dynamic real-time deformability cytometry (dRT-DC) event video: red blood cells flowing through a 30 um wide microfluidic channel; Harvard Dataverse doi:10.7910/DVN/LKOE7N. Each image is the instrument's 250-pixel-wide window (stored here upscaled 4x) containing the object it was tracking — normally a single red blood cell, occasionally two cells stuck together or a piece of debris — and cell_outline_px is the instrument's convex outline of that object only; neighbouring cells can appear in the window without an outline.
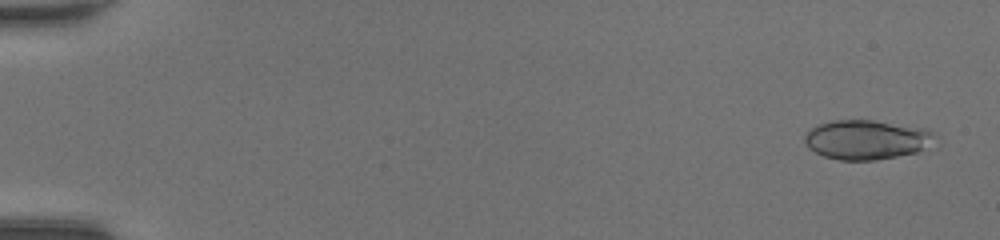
{"species": "common noctule bat (a hibernating species)", "species_latin": "Nyctalus noctula", "temperature_condition": "room temperature", "stored_images_in_passage": 48, "camera_frame_rate_fps": 3000, "um_per_image_px": 0.085, "animal": {"sex": "female", "body_mass_g": 20.0, "forearm_length_mm": 54.0}, "frame": {"image": 1, "passage_image": 2, "time_ms": 0.333, "image_size_px": [1000, 240], "cell_outline_px": [[932, 136], [920, 152], [876, 160], [840, 160], [824, 156], [808, 148], [804, 140], [804, 136], [812, 128], [820, 124], [832, 120], [872, 120], [928, 128], [932, 132]], "centroid_in_image_um": [73.61, 11.87], "position_along_channel_um": 11.4, "area_um2": 29.59}}
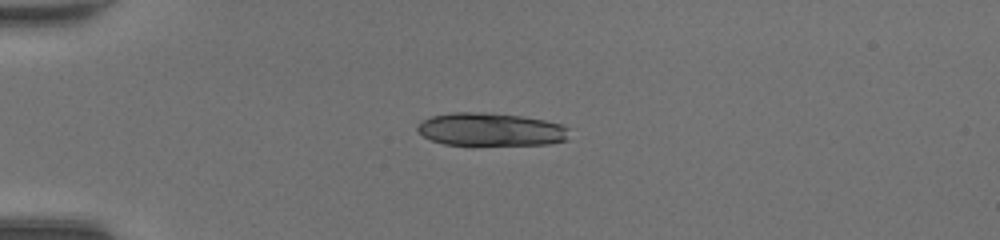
{"frame": {"image": 2, "passage_image": 13, "time_ms": 4.0, "image_size_px": [1000, 240], "cell_outline_px": [[568, 140], [548, 144], [444, 144], [432, 140], [424, 136], [416, 128], [424, 120], [432, 116], [452, 112], [468, 112], [520, 116], [544, 120], [560, 124], [568, 128]], "centroid_in_image_um": [41.73, 11.0], "position_along_channel_um": 43.3, "area_um2": 28.55}}
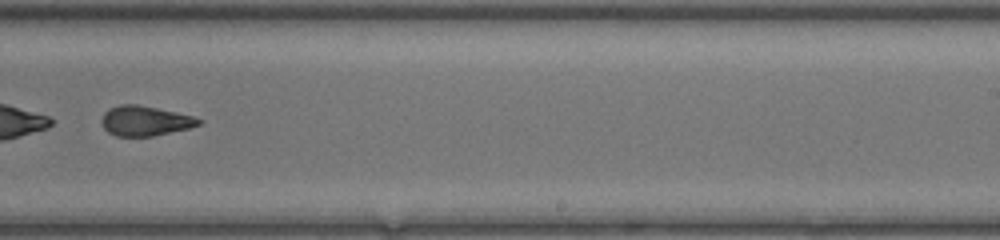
{"frame": {"image": 3, "passage_image": 32, "time_ms": 10.333, "image_size_px": [1000, 240], "cell_outline_px": [[204, 120], [200, 124], [188, 128], [152, 136], [116, 136], [108, 132], [104, 128], [100, 120], [104, 112], [108, 108], [120, 104], [136, 104], [176, 112], [192, 116]], "centroid_in_image_um": [12.29, 10.26], "position_along_channel_um": 276.7, "area_um2": 16.88}, "authors_computed_cell_mechanics": {"area_um2": 28.5243, "velocity_mm_per_s": 4.3804, "shape_relaxation_time_tau1_ms": null, "shape_relaxation_time_tau2_ms": 1.4172, "deformation_change_tau1": null, "deformation_change_tau2": 0.0948}}